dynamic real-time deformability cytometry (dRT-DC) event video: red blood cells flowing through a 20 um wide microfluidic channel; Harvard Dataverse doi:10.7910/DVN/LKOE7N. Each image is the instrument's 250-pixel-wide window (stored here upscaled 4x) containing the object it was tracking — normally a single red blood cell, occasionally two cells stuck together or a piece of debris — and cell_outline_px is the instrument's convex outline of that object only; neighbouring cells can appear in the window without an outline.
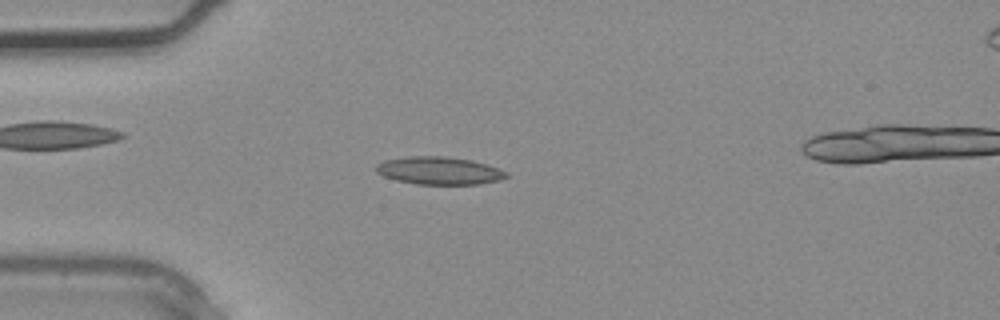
{"species": "common noctule bat (a hibernating species)", "species_latin": "Nyctalus noctula", "temperature_condition": "warm", "stored_images_in_passage": 3, "camera_frame_rate_fps": 3000, "um_per_image_px": 0.085, "animal": {"sex": "male", "body_mass_g": 20.4}, "frame": {"image": 1, "passage_image": 2, "time_ms": 0.333, "image_size_px": [1000, 320], "cell_outline_px": [[508, 176], [500, 180], [480, 184], [416, 184], [396, 180], [384, 176], [376, 172], [376, 164], [384, 160], [408, 156], [444, 156], [472, 160], [488, 164], [500, 168], [508, 172]], "centroid_in_image_um": [37.35, 14.5], "position_along_channel_um": 47.6, "area_um2": 21.21}}